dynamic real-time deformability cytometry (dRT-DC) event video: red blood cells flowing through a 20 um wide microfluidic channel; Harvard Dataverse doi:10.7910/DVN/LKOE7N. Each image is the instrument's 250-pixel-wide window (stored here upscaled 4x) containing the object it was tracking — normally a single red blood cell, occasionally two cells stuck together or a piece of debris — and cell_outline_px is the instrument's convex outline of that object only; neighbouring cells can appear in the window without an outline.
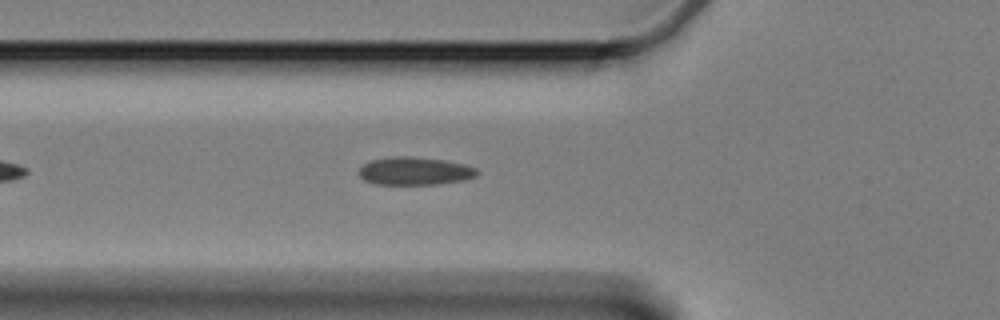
{"species": "Egyptian fruit bat (a non-hibernating species)", "species_latin": "Rousettus aegyptiacus", "temperature_condition": "cold", "stored_images_in_passage": 24, "camera_frame_rate_fps": 3000, "um_per_image_px": 0.085, "animal": {"sex": "female"}, "frame": {"image": 1, "passage_image": 9, "time_ms": 2.667, "image_size_px": [1000, 320], "cell_outline_px": [[480, 172], [476, 176], [464, 180], [436, 184], [376, 184], [364, 180], [356, 172], [364, 164], [372, 160], [388, 156], [412, 156], [444, 160], [464, 164], [476, 168]], "centroid_in_image_um": [35.24, 14.53], "position_along_channel_um": 90.6, "area_um2": 19.36}}
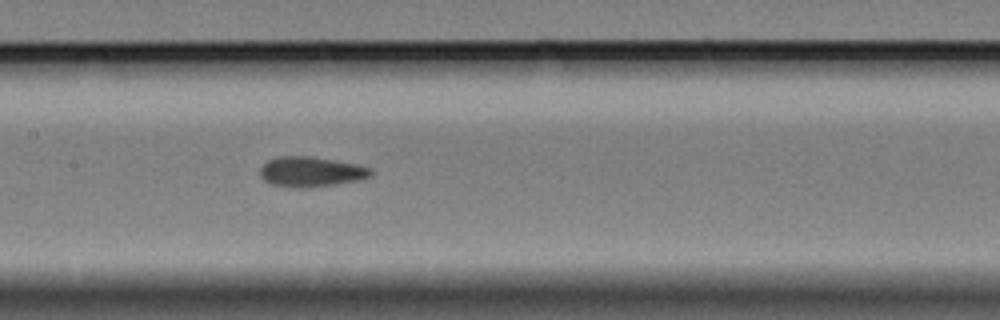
{"frame": {"image": 2, "passage_image": 17, "time_ms": 5.333, "image_size_px": [1000, 320], "cell_outline_px": [[372, 176], [364, 180], [336, 184], [300, 188], [272, 184], [264, 180], [260, 176], [260, 168], [268, 160], [280, 156], [308, 156], [336, 160], [356, 164], [372, 168]], "centroid_in_image_um": [26.48, 14.6], "position_along_channel_um": 180.9, "area_um2": 19.48}}
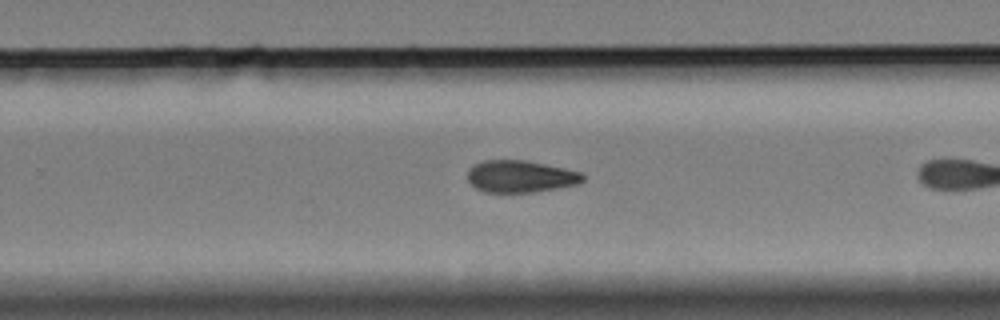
{"frame": {"image": 3, "passage_image": 23, "time_ms": 7.333, "image_size_px": [1000, 320], "cell_outline_px": [[584, 180], [580, 184], [532, 192], [484, 192], [476, 188], [468, 180], [468, 168], [472, 164], [484, 160], [524, 160], [564, 168], [580, 172], [584, 176]], "centroid_in_image_um": [44.22, 14.99], "position_along_channel_um": 285.6, "area_um2": 21.5}}